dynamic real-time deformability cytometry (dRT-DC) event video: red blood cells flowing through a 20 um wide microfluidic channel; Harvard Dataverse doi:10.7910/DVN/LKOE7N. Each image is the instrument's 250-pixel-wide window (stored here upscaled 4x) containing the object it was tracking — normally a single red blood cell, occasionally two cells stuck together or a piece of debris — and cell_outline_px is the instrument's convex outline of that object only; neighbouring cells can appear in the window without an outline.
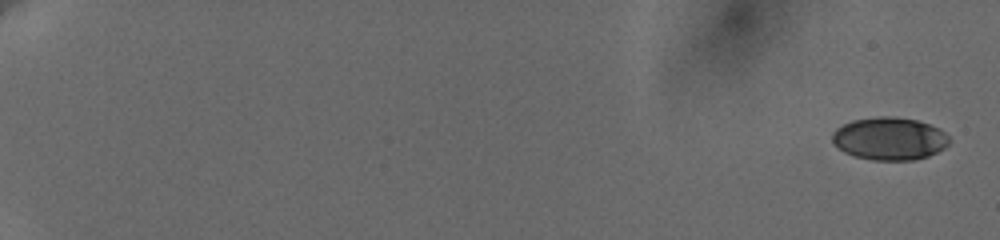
{"species": "human", "species_latin": "Homo sapiens", "temperature_condition": "cold", "stored_images_in_passage": 14, "camera_frame_rate_fps": 3000, "um_per_image_px": 0.085, "donor": {"sex": "female"}, "frame": {"image": 1, "passage_image": 1, "time_ms": 0.0, "image_size_px": [1000, 240], "cell_outline_px": [[952, 140], [944, 148], [928, 156], [916, 160], [872, 160], [856, 156], [844, 152], [832, 140], [832, 132], [836, 128], [852, 120], [880, 116], [892, 116], [916, 120], [940, 128]], "centroid_in_image_um": [75.63, 11.78], "position_along_channel_um": 9.4, "area_um2": 29.13}}
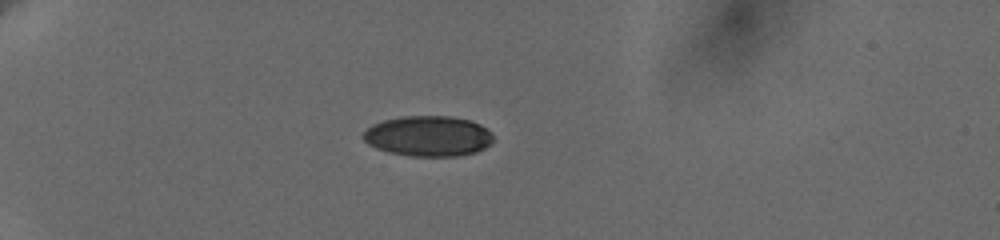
{"frame": {"image": 2, "passage_image": 10, "time_ms": 6.0, "image_size_px": [1000, 240], "cell_outline_px": [[492, 140], [484, 148], [476, 152], [456, 156], [408, 156], [388, 152], [376, 148], [368, 144], [360, 136], [372, 124], [384, 120], [404, 116], [448, 116], [472, 120], [480, 124], [492, 132]], "centroid_in_image_um": [36.38, 11.56], "position_along_channel_um": 48.6, "area_um2": 30.75}}
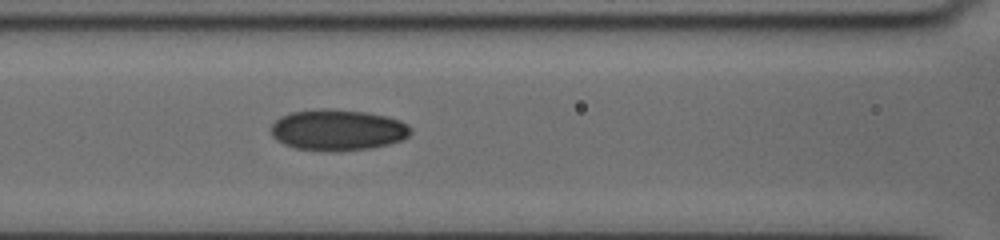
{"frame": {"image": 3, "passage_image": 14, "time_ms": 9.667, "image_size_px": [1000, 240], "cell_outline_px": [[412, 132], [404, 140], [372, 148], [340, 152], [324, 152], [296, 148], [284, 144], [276, 140], [272, 136], [272, 124], [280, 116], [292, 112], [320, 108], [328, 108], [364, 112], [388, 116], [400, 120], [408, 124], [412, 128]], "centroid_in_image_um": [28.73, 11.06], "position_along_channel_um": 137.9, "area_um2": 33.99}}